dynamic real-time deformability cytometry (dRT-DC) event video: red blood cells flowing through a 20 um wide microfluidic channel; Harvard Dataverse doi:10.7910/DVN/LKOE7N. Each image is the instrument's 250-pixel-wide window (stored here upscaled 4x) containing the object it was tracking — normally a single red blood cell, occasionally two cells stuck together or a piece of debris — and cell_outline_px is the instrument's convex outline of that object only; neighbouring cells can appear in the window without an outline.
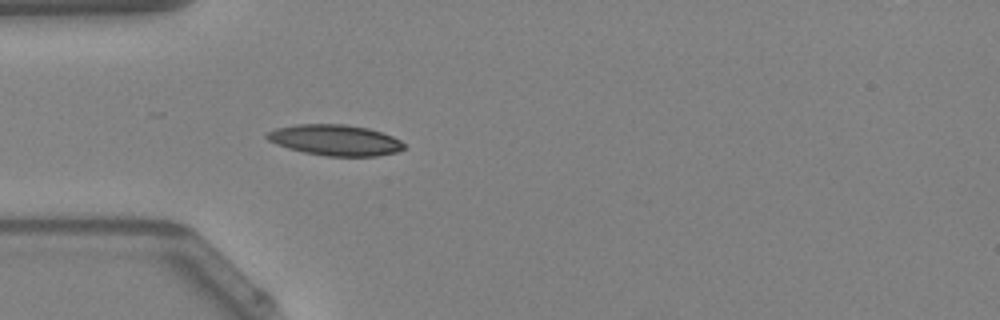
{"species": "Egyptian fruit bat (a non-hibernating species)", "species_latin": "Rousettus aegyptiacus", "temperature_condition": "warm", "stored_images_in_passage": 31, "camera_frame_rate_fps": 3000, "um_per_image_px": 0.085, "animal": {"sex": "female"}, "frame": {"image": 1, "passage_image": 5, "time_ms": 1.333, "image_size_px": [1000, 320], "cell_outline_px": [[404, 148], [396, 152], [376, 156], [324, 156], [304, 152], [288, 148], [276, 144], [268, 140], [264, 136], [268, 132], [276, 128], [296, 124], [344, 124], [368, 128], [392, 136], [400, 140], [404, 144]], "centroid_in_image_um": [28.46, 11.91], "position_along_channel_um": 56.5, "area_um2": 24.57}}
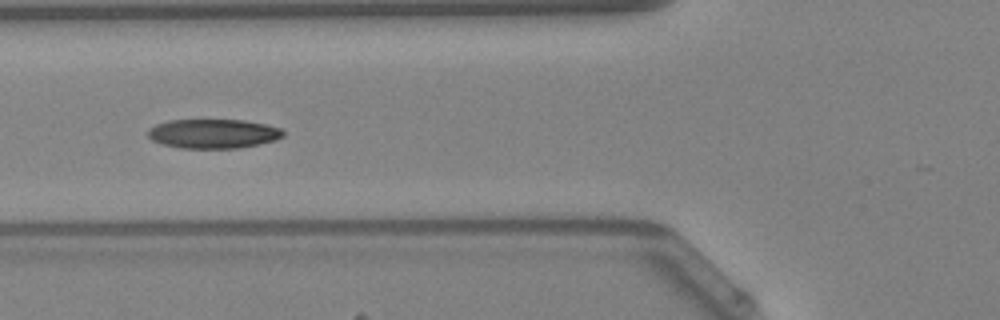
{"frame": {"image": 2, "passage_image": 9, "time_ms": 2.667, "image_size_px": [1000, 320], "cell_outline_px": [[284, 136], [276, 140], [260, 144], [240, 148], [180, 148], [164, 144], [152, 140], [148, 136], [148, 128], [156, 124], [168, 120], [244, 120], [264, 124], [280, 128], [284, 132]], "centroid_in_image_um": [18.13, 11.36], "position_along_channel_um": 107.7, "area_um2": 23.12}, "authors_computed_cell_mechanics": {"area_um2": 23.3512, "velocity_mm_per_s": 4.2189, "shape_relaxation_time_tau1_ms": 5.622, "shape_relaxation_time_tau2_ms": 3.7928, "deformation_change_tau1": 0.1704, "deformation_change_tau2": 0.0995}}